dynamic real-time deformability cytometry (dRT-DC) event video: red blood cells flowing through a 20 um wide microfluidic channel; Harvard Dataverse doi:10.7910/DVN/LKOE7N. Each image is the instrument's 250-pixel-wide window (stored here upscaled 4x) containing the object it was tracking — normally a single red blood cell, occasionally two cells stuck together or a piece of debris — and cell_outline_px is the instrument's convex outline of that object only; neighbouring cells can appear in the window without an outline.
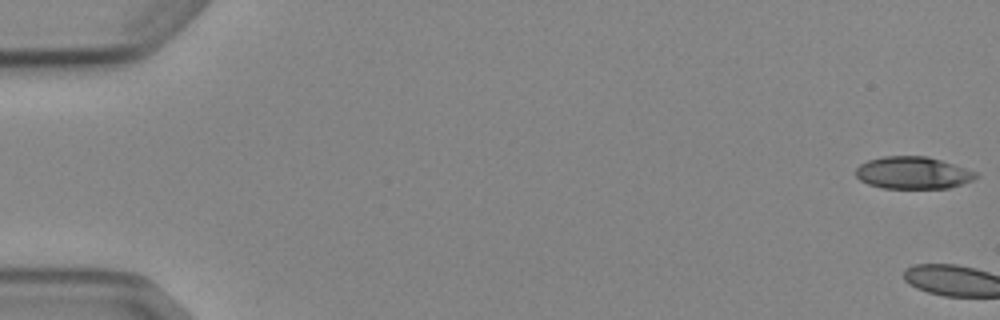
{"species": "Egyptian fruit bat (a non-hibernating species)", "species_latin": "Rousettus aegyptiacus", "temperature_condition": "cold", "stored_images_in_passage": 6, "camera_frame_rate_fps": 3000, "um_per_image_px": 0.085, "animal": {"sex": "female"}, "frame": {"image": 1, "passage_image": 1, "time_ms": 0.0, "image_size_px": [1000, 320], "cell_outline_px": [[976, 176], [972, 180], [948, 188], [880, 188], [868, 184], [860, 180], [856, 176], [856, 168], [860, 164], [868, 160], [884, 156], [928, 156], [976, 172]], "centroid_in_image_um": [77.54, 14.69], "position_along_channel_um": 7.5, "area_um2": 22.31}}
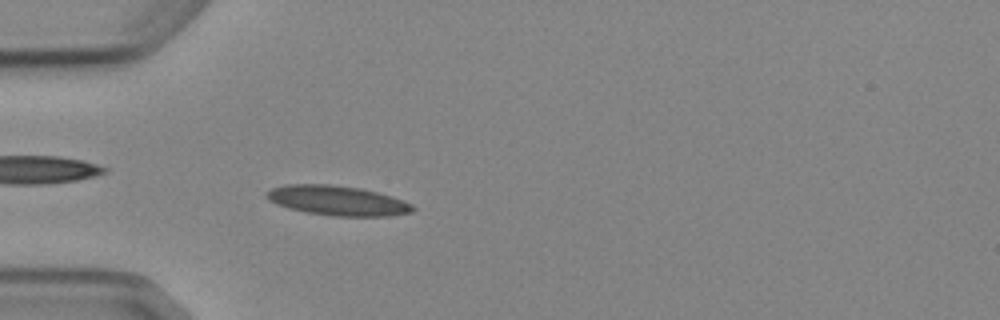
{"frame": {"image": 2, "passage_image": 6, "time_ms": 6.0, "image_size_px": [1000, 320], "cell_outline_px": [[416, 208], [412, 212], [388, 216], [332, 216], [308, 212], [288, 208], [276, 204], [268, 200], [264, 192], [272, 188], [284, 184], [328, 184], [360, 188], [392, 196], [412, 204]], "centroid_in_image_um": [28.66, 17.04], "position_along_channel_um": 56.3, "area_um2": 25.37}}